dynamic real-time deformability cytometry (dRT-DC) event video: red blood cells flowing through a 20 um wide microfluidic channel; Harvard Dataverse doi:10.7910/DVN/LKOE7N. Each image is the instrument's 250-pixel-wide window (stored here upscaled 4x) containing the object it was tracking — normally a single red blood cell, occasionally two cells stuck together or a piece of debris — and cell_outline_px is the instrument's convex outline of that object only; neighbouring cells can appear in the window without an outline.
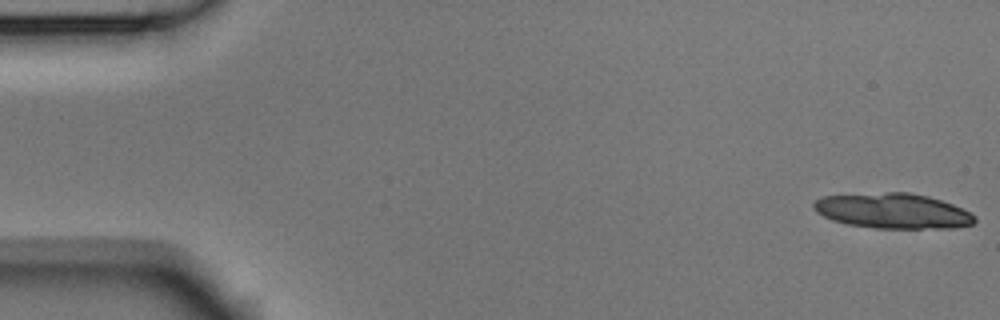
{"species": "Egyptian fruit bat (a non-hibernating species)", "species_latin": "Rousettus aegyptiacus", "temperature_condition": "room temperature", "stored_images_in_passage": 15, "camera_frame_rate_fps": 3000, "um_per_image_px": 0.085, "animal": {"sex": "male"}, "frame": {"image": 1, "passage_image": 1, "time_ms": 0.0, "image_size_px": [1000, 320], "cell_outline_px": [[976, 220], [972, 224], [956, 228], [872, 228], [848, 224], [832, 220], [816, 212], [812, 204], [816, 200], [824, 196], [884, 192], [908, 192], [928, 196], [952, 204], [976, 216]], "centroid_in_image_um": [75.89, 17.93], "position_along_channel_um": 9.1, "area_um2": 32.95}}